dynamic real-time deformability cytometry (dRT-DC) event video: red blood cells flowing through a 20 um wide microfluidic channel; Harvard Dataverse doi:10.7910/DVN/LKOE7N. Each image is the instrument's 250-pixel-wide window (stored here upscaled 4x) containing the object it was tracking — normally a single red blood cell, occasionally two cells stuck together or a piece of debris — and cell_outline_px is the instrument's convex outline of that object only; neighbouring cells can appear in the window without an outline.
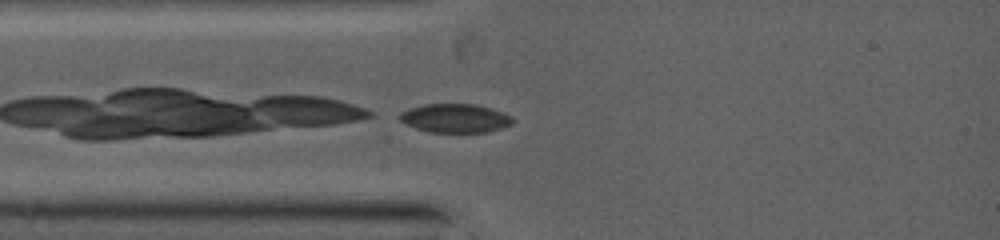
{"species": "common noctule bat (a hibernating species)", "species_latin": "Nyctalus noctula", "temperature_condition": "warm", "stored_images_in_passage": 4, "camera_frame_rate_fps": 5000, "um_per_image_px": 0.085, "animal": {"sex": "female", "body_mass_g": 19.0, "forearm_length_mm": 53.3}, "frame": {"image": 1, "passage_image": 1, "time_ms": 0.0, "image_size_px": [1000, 240], "cell_outline_px": [[512, 124], [488, 132], [432, 132], [416, 128], [400, 120], [396, 116], [400, 112], [408, 108], [428, 104], [472, 104], [488, 108], [500, 112], [508, 116], [512, 120]], "centroid_in_image_um": [38.61, 10.05], "position_along_channel_um": 46.4, "area_um2": 18.55}}
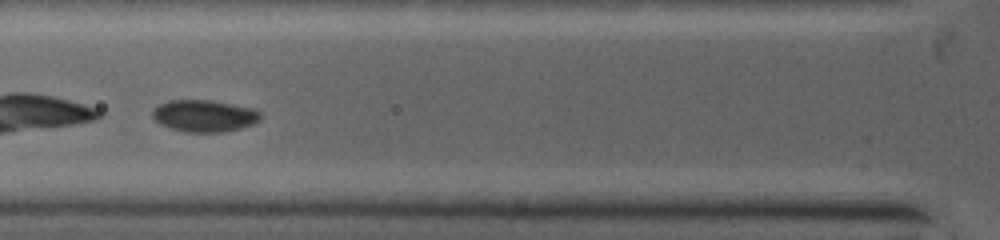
{"frame": {"image": 2, "passage_image": 3, "time_ms": 1.4, "image_size_px": [1000, 240], "cell_outline_px": [[260, 120], [252, 124], [240, 128], [224, 132], [184, 132], [168, 128], [160, 124], [152, 116], [152, 112], [160, 104], [168, 100], [208, 100], [248, 108], [260, 112]], "centroid_in_image_um": [17.31, 9.86], "position_along_channel_um": 108.5, "area_um2": 19.77}}